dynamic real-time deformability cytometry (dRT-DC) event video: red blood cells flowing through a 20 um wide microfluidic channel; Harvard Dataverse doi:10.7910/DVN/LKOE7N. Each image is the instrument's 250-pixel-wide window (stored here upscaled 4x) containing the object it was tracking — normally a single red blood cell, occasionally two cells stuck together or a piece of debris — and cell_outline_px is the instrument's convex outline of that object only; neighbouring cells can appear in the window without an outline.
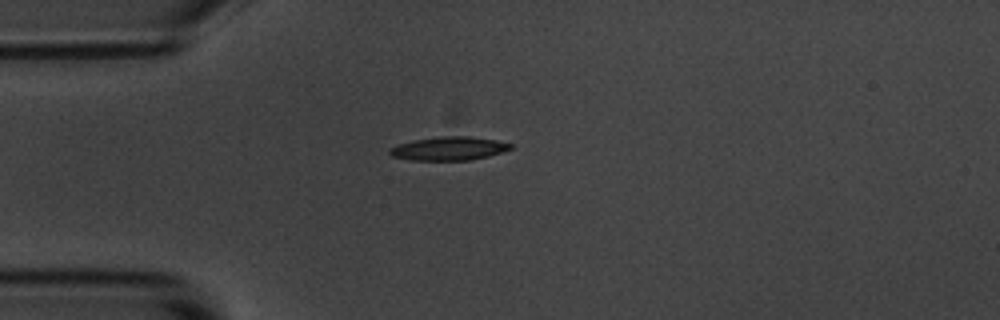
{"species": "common noctule bat (a hibernating species)", "species_latin": "Nyctalus noctula", "temperature_condition": "room temperature", "stored_images_in_passage": 4, "camera_frame_rate_fps": 3000, "um_per_image_px": 0.085, "animal": {"sex": "male", "body_mass_g": 20.1, "forearm_length_mm": 53.5}, "frame": {"image": 1, "passage_image": 1, "time_ms": 0.0, "image_size_px": [1000, 320], "cell_outline_px": [[512, 148], [488, 156], [468, 160], [412, 160], [392, 156], [388, 152], [388, 148], [412, 140], [440, 136], [468, 136], [496, 140], [512, 144]], "centroid_in_image_um": [38.12, 12.62], "position_along_channel_um": 46.9, "area_um2": 16.47}}
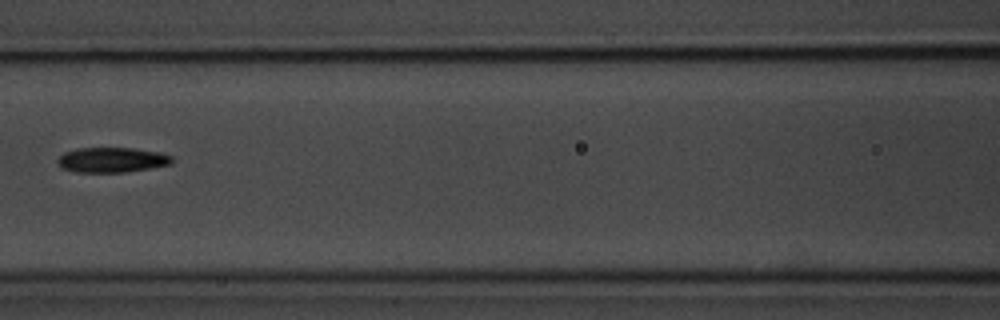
{"frame": {"image": 2, "passage_image": 4, "time_ms": 3.333, "image_size_px": [1000, 320], "cell_outline_px": [[172, 164], [152, 168], [124, 172], [76, 172], [60, 168], [56, 160], [64, 152], [80, 148], [132, 148], [160, 152], [172, 156]], "centroid_in_image_um": [9.5, 13.59], "position_along_channel_um": 157.1, "area_um2": 16.76}}